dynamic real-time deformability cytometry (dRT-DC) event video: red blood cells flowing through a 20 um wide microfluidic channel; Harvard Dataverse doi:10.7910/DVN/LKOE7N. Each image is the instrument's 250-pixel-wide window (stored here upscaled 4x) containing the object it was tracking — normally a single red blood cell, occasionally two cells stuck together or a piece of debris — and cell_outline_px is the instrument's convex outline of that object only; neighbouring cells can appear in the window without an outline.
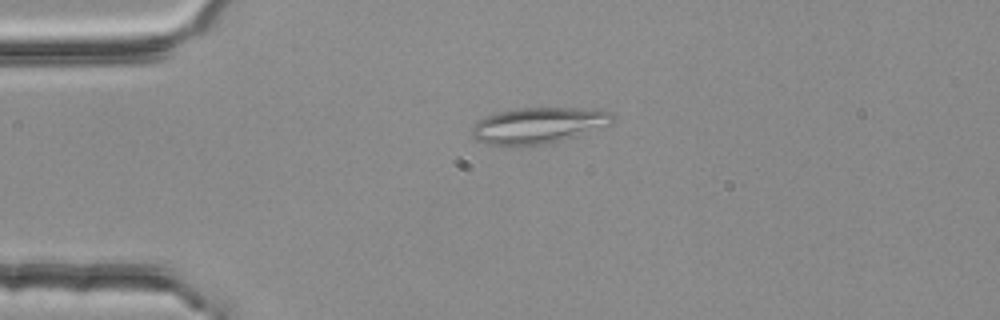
{"species": "common noctule bat (a hibernating species)", "species_latin": "Nyctalus noctula", "temperature_condition": "room temperature", "stored_images_in_passage": 54, "segment_of_instrument_passage": [1, 2], "camera_frame_rate_fps": 3000, "um_per_image_px": 0.085, "animal": {"sex": "female", "body_mass_g": 25.1}, "frame": {"image": 1, "passage_image": 13, "time_ms": 4.0, "image_size_px": [1000, 320], "cell_outline_px": [[616, 120], [608, 124], [576, 136], [544, 144], [508, 148], [488, 144], [476, 140], [472, 136], [472, 128], [484, 116], [500, 112], [520, 108], [592, 108], [612, 112], [616, 116]], "centroid_in_image_um": [45.75, 10.68], "position_along_channel_um": 39.3, "area_um2": 29.82}}